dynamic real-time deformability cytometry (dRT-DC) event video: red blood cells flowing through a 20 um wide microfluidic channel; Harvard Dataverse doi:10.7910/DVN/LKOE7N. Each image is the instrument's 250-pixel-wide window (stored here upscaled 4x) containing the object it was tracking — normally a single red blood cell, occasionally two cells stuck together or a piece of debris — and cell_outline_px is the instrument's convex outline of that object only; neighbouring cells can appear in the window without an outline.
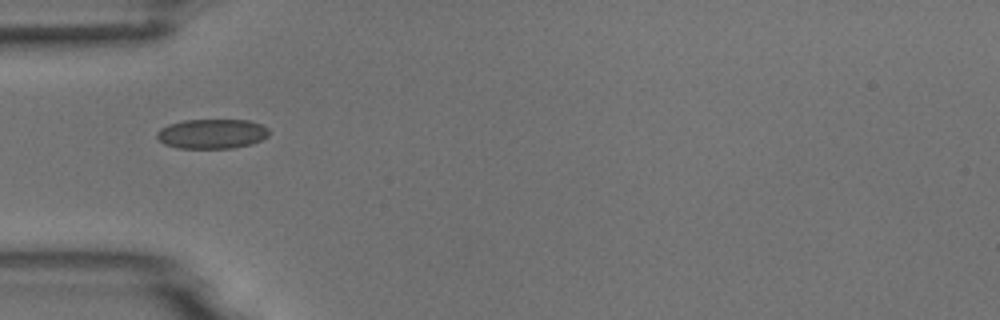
{"species": "common noctule bat (a hibernating species)", "species_latin": "Nyctalus noctula", "temperature_condition": "room temperature", "stored_images_in_passage": 3, "camera_frame_rate_fps": 3000, "um_per_image_px": 0.085, "animal": {"sex": "male", "body_mass_g": 18.8}, "frame": {"image": 1, "passage_image": 1, "time_ms": 0.0, "image_size_px": [1000, 320], "cell_outline_px": [[268, 136], [252, 144], [232, 148], [176, 148], [164, 144], [156, 136], [156, 132], [160, 128], [168, 124], [184, 120], [248, 120], [260, 124], [268, 128]], "centroid_in_image_um": [17.99, 11.37], "position_along_channel_um": 67.0, "area_um2": 19.42}}